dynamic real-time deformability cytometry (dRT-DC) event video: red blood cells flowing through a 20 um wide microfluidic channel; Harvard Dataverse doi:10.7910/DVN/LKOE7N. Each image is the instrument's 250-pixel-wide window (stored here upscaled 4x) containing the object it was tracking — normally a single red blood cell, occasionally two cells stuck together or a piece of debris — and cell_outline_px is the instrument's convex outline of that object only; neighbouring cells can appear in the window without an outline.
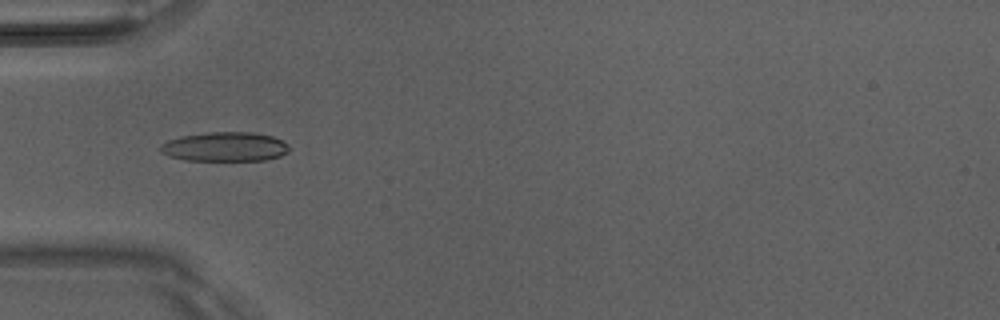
{"species": "Egyptian fruit bat (a non-hibernating species)", "species_latin": "Rousettus aegyptiacus", "temperature_condition": "room temperature", "stored_images_in_passage": 6, "camera_frame_rate_fps": 3000, "um_per_image_px": 0.085, "animal": {"sex": "male"}, "frame": {"image": 1, "passage_image": 4, "time_ms": 1.0, "image_size_px": [1000, 320], "cell_outline_px": [[288, 152], [280, 156], [268, 160], [184, 160], [168, 156], [160, 152], [160, 144], [168, 140], [184, 136], [208, 132], [252, 132], [272, 136], [288, 144]], "centroid_in_image_um": [19.11, 12.48], "position_along_channel_um": 65.9, "area_um2": 21.96}}
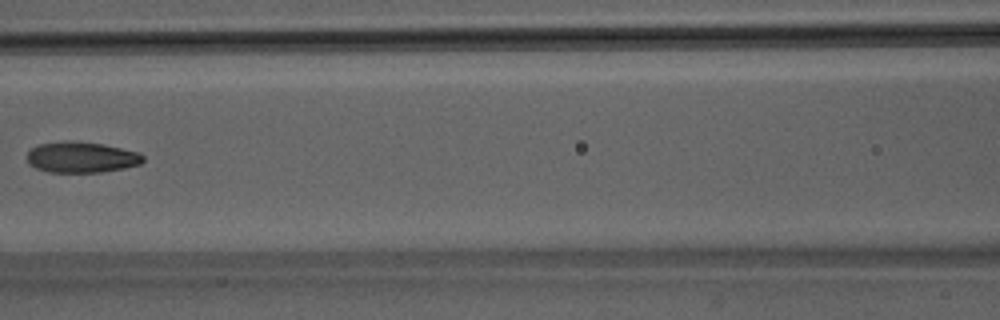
{"frame": {"image": 2, "passage_image": 6, "time_ms": 1.667, "image_size_px": [1000, 320], "cell_outline_px": [[144, 160], [140, 164], [124, 168], [100, 172], [48, 172], [36, 168], [28, 164], [28, 152], [32, 148], [40, 144], [64, 140], [72, 140], [104, 144], [140, 152], [144, 156]], "centroid_in_image_um": [6.94, 13.35], "position_along_channel_um": 159.7, "area_um2": 21.04}}